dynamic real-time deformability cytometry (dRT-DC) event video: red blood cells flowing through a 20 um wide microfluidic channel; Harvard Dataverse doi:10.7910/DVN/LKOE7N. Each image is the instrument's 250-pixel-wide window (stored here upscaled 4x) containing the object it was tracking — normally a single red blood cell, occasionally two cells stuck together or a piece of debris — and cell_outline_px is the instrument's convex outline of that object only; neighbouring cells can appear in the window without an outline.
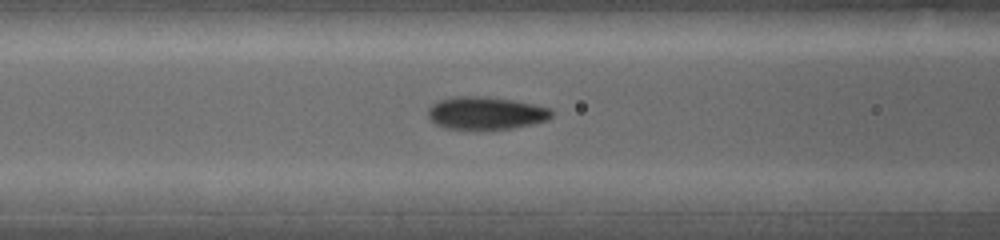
{"species": "common noctule bat (a hibernating species)", "species_latin": "Nyctalus noctula", "temperature_condition": "warm", "stored_images_in_passage": 11, "camera_frame_rate_fps": 5000, "um_per_image_px": 0.085, "animal": {"sex": "female", "body_mass_g": 19.0, "forearm_length_mm": 53.3}, "frame": {"image": 1, "passage_image": 7, "time_ms": 3.6, "image_size_px": [1000, 240], "cell_outline_px": [[552, 116], [548, 120], [532, 124], [512, 128], [484, 132], [448, 128], [432, 124], [428, 116], [428, 108], [436, 100], [452, 96], [488, 96], [512, 100], [532, 104], [548, 108], [552, 112]], "centroid_in_image_um": [41.22, 9.64], "position_along_channel_um": 125.4, "area_um2": 24.39}}
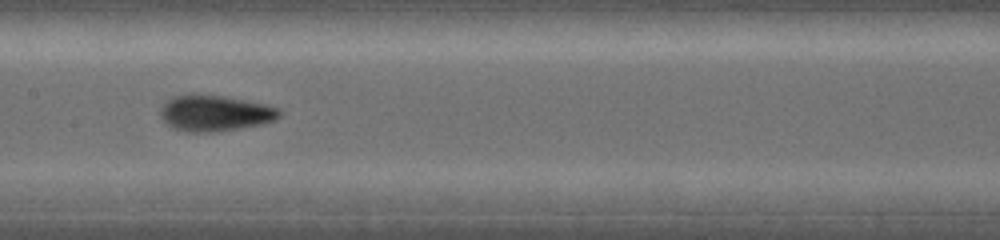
{"frame": {"image": 2, "passage_image": 10, "time_ms": 5.2, "image_size_px": [1000, 240], "cell_outline_px": [[280, 116], [276, 120], [260, 124], [240, 128], [212, 132], [188, 132], [176, 128], [168, 124], [160, 116], [160, 108], [172, 96], [188, 92], [192, 92], [224, 96], [264, 104], [280, 108]], "centroid_in_image_um": [18.24, 9.59], "position_along_channel_um": 189.2, "area_um2": 25.14}}
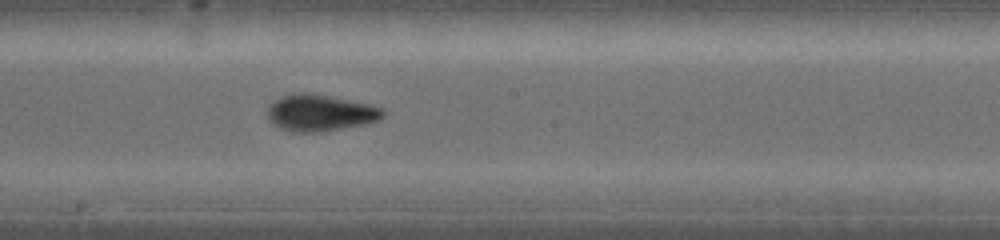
{"frame": {"image": 3, "passage_image": 11, "time_ms": 6.0, "image_size_px": [1000, 240], "cell_outline_px": [[388, 112], [384, 116], [368, 124], [320, 132], [292, 132], [280, 128], [268, 120], [268, 104], [272, 100], [280, 96], [304, 92], [308, 92], [368, 104], [384, 108]], "centroid_in_image_um": [27.2, 9.6], "position_along_channel_um": 221.0, "area_um2": 24.8}}